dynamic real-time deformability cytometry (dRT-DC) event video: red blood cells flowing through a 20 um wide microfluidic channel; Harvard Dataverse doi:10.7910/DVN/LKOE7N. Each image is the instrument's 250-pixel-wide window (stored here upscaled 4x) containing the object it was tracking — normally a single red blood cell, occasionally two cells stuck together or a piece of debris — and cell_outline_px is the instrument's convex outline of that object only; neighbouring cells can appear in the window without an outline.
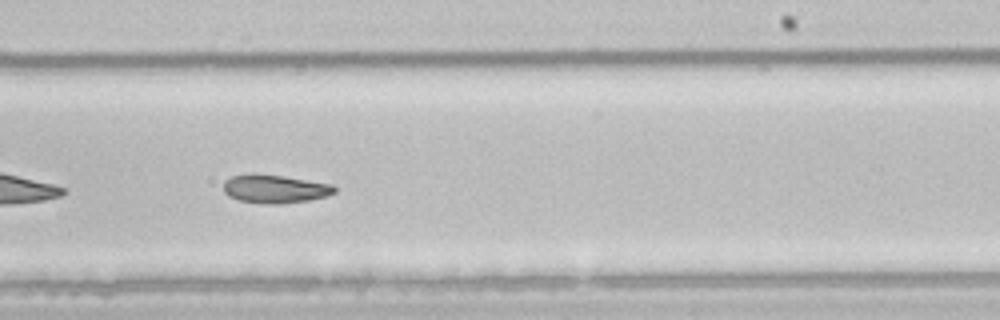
{"species": "common noctule bat (a hibernating species)", "species_latin": "Nyctalus noctula", "temperature_condition": "room temperature", "stored_images_in_passage": 51, "camera_frame_rate_fps": 3000, "um_per_image_px": 0.085, "animal": {"sex": "male", "body_mass_g": 21.5, "forearm_length_mm": 52.0}, "frame": {"image": 1, "passage_image": 30, "time_ms": 9.667, "image_size_px": [1000, 320], "cell_outline_px": [[336, 192], [328, 196], [308, 200], [280, 204], [264, 204], [240, 200], [228, 196], [224, 192], [224, 180], [232, 176], [284, 176], [332, 184], [336, 188]], "centroid_in_image_um": [23.42, 16.09], "position_along_channel_um": 265.6, "area_um2": 17.86}}